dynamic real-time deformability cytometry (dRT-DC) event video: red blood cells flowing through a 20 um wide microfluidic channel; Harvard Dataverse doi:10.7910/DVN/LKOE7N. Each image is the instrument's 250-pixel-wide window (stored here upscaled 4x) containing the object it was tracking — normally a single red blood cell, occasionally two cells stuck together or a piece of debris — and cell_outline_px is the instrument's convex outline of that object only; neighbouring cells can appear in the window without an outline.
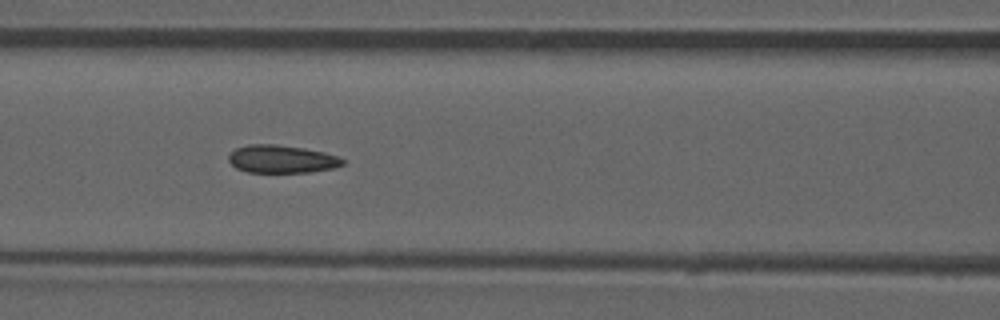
{"species": "common noctule bat (a hibernating species)", "species_latin": "Nyctalus noctula", "temperature_condition": "room temperature", "stored_images_in_passage": 51, "camera_frame_rate_fps": 3000, "um_per_image_px": 0.085, "animal": {"sex": "male", "forearm_length_mm": 52.5}, "frame": {"image": 1, "passage_image": 22, "time_ms": 7.0, "image_size_px": [1000, 320], "cell_outline_px": [[344, 164], [332, 168], [308, 172], [248, 172], [236, 168], [228, 160], [228, 156], [236, 148], [248, 144], [276, 144], [304, 148], [324, 152], [340, 156], [344, 160]], "centroid_in_image_um": [23.95, 13.51], "position_along_channel_um": 142.7, "area_um2": 18.5}, "authors_computed_cell_mechanics": {"area_um2": 18.8428, "velocity_mm_per_s": 3.9534, "shape_relaxation_time_tau1_ms": null, "shape_relaxation_time_tau2_ms": 3.1683, "deformation_change_tau1": null, "deformation_change_tau2": 0.0857}}